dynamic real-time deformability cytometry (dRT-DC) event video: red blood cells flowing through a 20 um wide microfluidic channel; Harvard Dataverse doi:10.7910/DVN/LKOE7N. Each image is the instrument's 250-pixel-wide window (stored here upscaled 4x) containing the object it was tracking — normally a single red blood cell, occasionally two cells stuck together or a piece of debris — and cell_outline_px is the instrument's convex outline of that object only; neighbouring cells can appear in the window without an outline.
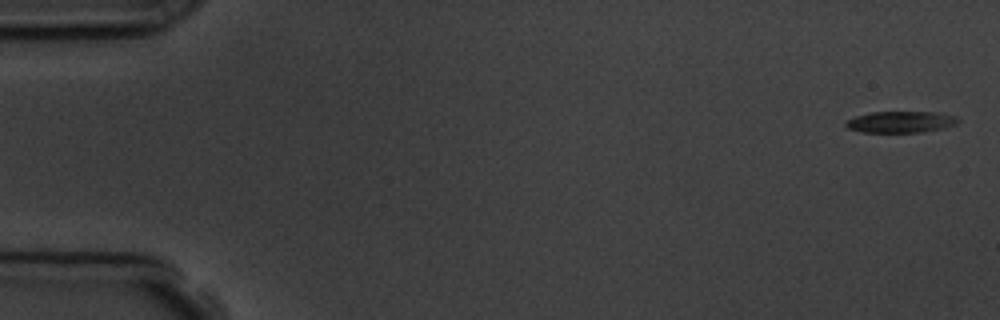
{"species": "common noctule bat (a hibernating species)", "species_latin": "Nyctalus noctula", "temperature_condition": "room temperature", "stored_images_in_passage": 3, "camera_frame_rate_fps": 3000, "um_per_image_px": 0.085, "animal": {"sex": "male", "body_mass_g": 19.5, "forearm_length_mm": 54.6}, "frame": {"image": 1, "passage_image": 1, "time_ms": 0.0, "image_size_px": [1000, 320], "cell_outline_px": [[960, 120], [956, 124], [944, 128], [924, 132], [860, 132], [848, 128], [844, 124], [848, 120], [856, 116], [872, 112], [936, 112], [956, 116]], "centroid_in_image_um": [76.59, 10.37], "position_along_channel_um": 8.4, "area_um2": 13.99}}